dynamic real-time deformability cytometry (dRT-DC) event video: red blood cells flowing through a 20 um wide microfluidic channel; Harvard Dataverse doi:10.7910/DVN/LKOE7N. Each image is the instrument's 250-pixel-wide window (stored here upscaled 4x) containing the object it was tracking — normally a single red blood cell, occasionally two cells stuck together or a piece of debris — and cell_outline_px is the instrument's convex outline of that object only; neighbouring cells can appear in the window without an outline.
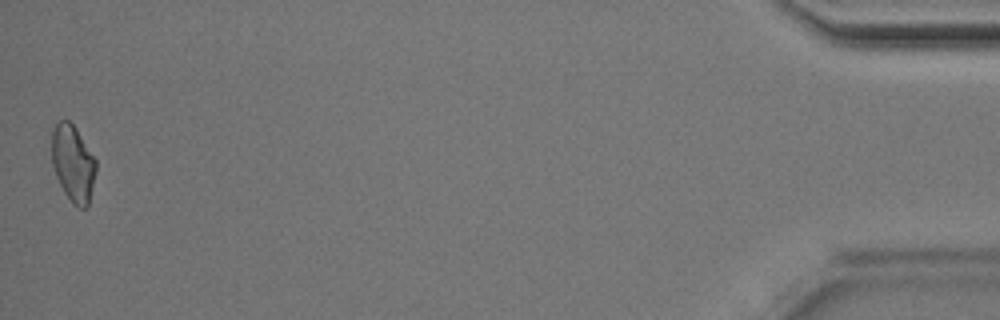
{"species": "Egyptian fruit bat (a non-hibernating species)", "species_latin": "Rousettus aegyptiacus", "temperature_condition": "room temperature", "stored_images_in_passage": 34, "camera_frame_rate_fps": 3000, "um_per_image_px": 0.085, "animal": {"sex": "male"}, "frame": {"image": 1, "passage_image": 34, "time_ms": 11.0, "image_size_px": [1000, 320], "cell_outline_px": [[96, 172], [88, 204], [84, 208], [76, 208], [72, 204], [64, 192], [56, 176], [52, 164], [52, 132], [56, 124], [60, 120], [68, 120], [76, 128], [96, 160]], "centroid_in_image_um": [6.2, 13.9], "position_along_channel_um": 429.0, "area_um2": 19.65}}